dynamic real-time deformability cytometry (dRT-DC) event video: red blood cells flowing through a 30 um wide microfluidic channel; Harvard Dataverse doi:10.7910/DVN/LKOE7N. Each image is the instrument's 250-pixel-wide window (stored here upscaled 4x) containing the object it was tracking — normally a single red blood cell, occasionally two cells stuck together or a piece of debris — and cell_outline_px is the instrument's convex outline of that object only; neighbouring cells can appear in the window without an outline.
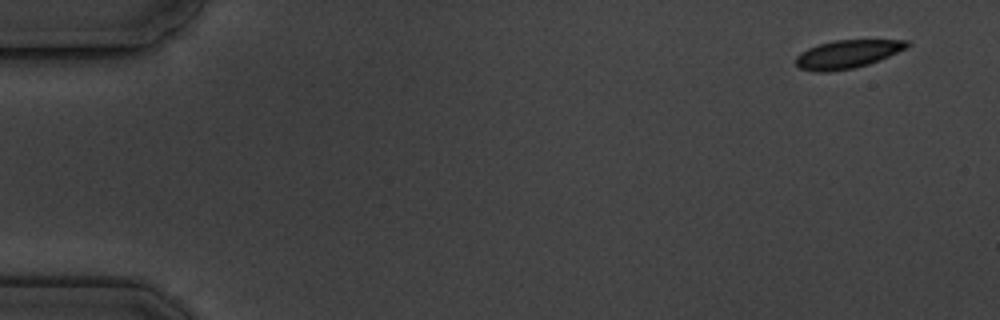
{"species": "common noctule bat (a hibernating species)", "species_latin": "Nyctalus noctula", "temperature_condition": "cold", "stored_images_in_passage": 13, "camera_frame_rate_fps": 3000, "um_per_image_px": 0.085, "animal": {"sex": "male", "body_mass_g": 19.5, "forearm_length_mm": 54.6}, "frame": {"image": 1, "passage_image": 1, "time_ms": 0.0, "image_size_px": [1000, 320], "cell_outline_px": [[912, 44], [908, 48], [880, 60], [868, 64], [852, 68], [828, 72], [816, 72], [800, 68], [796, 64], [796, 56], [800, 52], [808, 48], [820, 44], [836, 40], [908, 40]], "centroid_in_image_um": [72.06, 4.6], "position_along_channel_um": 12.9, "area_um2": 18.32}}
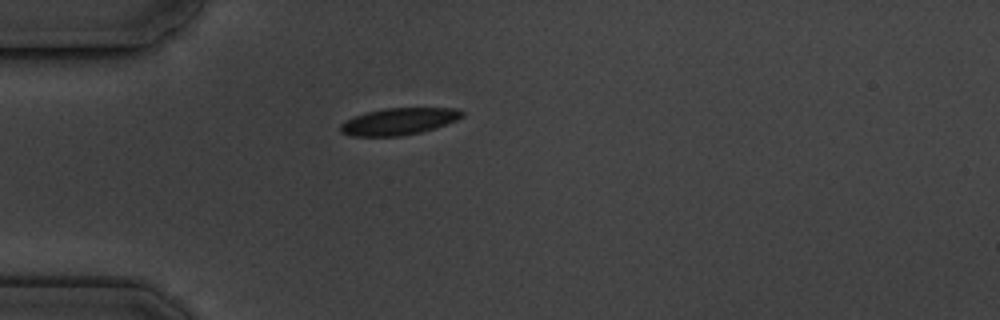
{"frame": {"image": 2, "passage_image": 4, "time_ms": 4.333, "image_size_px": [1000, 320], "cell_outline_px": [[464, 116], [456, 120], [436, 128], [420, 132], [400, 136], [352, 136], [340, 132], [340, 124], [364, 112], [384, 108], [460, 108], [464, 112]], "centroid_in_image_um": [33.93, 10.31], "position_along_channel_um": 51.1, "area_um2": 19.07}}
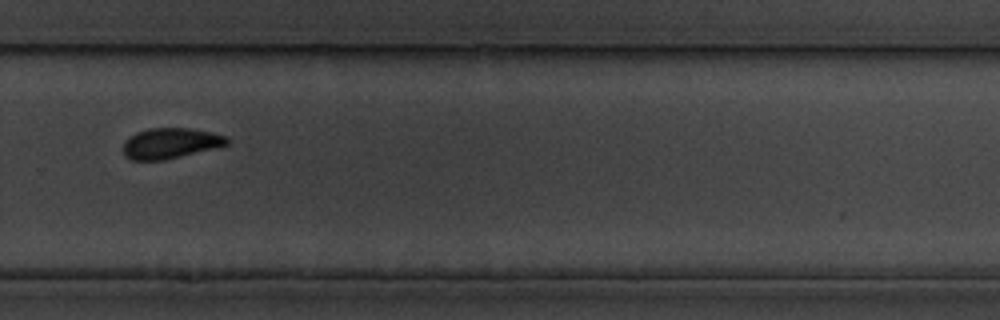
{"frame": {"image": 3, "passage_image": 11, "time_ms": 12.333, "image_size_px": [1000, 320], "cell_outline_px": [[232, 140], [228, 144], [220, 148], [164, 160], [132, 160], [124, 156], [124, 140], [136, 132], [148, 128], [192, 128], [212, 132], [228, 136]], "centroid_in_image_um": [14.56, 12.17], "position_along_channel_um": 315.2, "area_um2": 18.96}, "authors_computed_cell_mechanics": {"area_um2": 19.074, "velocity_mm_per_s": 3.4629, "shape_relaxation_time_tau1_ms": 1.4693, "shape_relaxation_time_tau2_ms": 3.0408, "deformation_change_tau1": 0.0574, "deformation_change_tau2": 0.028}}